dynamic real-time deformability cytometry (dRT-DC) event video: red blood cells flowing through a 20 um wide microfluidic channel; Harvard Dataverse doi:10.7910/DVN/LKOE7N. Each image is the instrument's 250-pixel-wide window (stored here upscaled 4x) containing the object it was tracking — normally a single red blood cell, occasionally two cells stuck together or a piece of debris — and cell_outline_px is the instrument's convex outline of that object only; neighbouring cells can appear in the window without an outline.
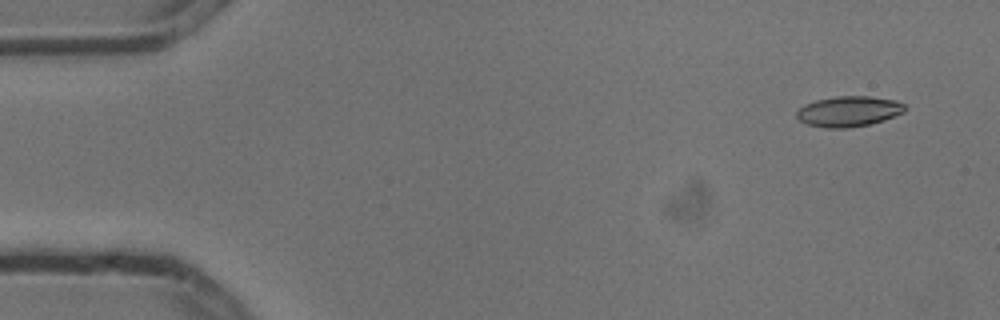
{"species": "common noctule bat (a hibernating species)", "species_latin": "Nyctalus noctula", "temperature_condition": "cold", "stored_images_in_passage": 5, "camera_frame_rate_fps": 3000, "um_per_image_px": 0.085, "animal": {"sex": "male", "body_mass_g": 13.3}, "frame": {"image": 1, "passage_image": 2, "time_ms": 0.333, "image_size_px": [1000, 320], "cell_outline_px": [[904, 112], [884, 120], [868, 124], [848, 128], [828, 128], [808, 124], [800, 120], [796, 116], [796, 112], [804, 104], [816, 100], [836, 96], [868, 96], [896, 100], [904, 104]], "centroid_in_image_um": [72.13, 9.46], "position_along_channel_um": 12.9, "area_um2": 19.07}}
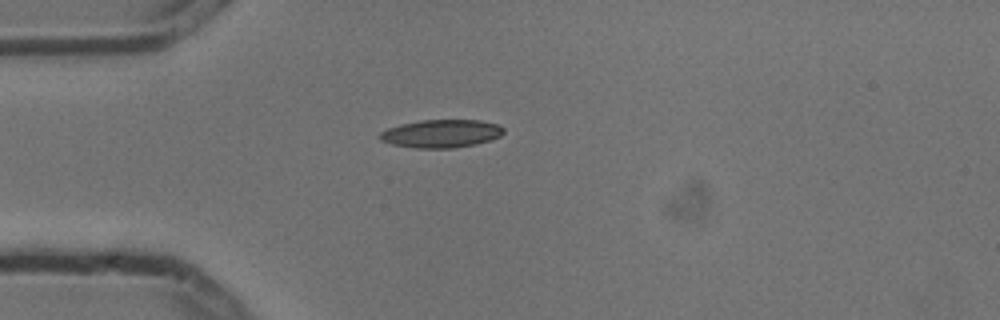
{"frame": {"image": 2, "passage_image": 5, "time_ms": 1.333, "image_size_px": [1000, 320], "cell_outline_px": [[504, 132], [500, 136], [476, 144], [452, 148], [416, 148], [392, 144], [380, 140], [376, 136], [380, 132], [388, 128], [400, 124], [420, 120], [480, 120], [500, 124], [504, 128]], "centroid_in_image_um": [37.49, 11.35], "position_along_channel_um": 47.5, "area_um2": 20.35}}